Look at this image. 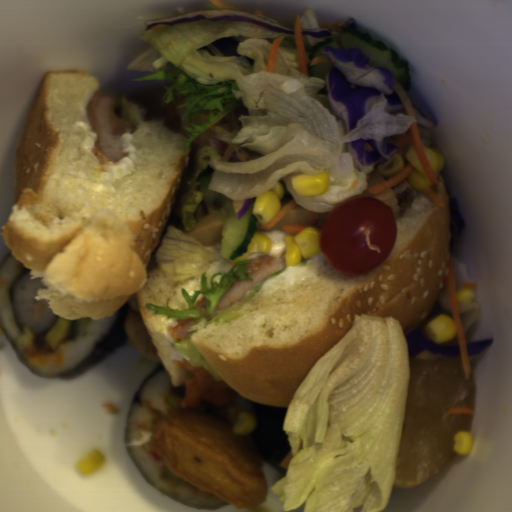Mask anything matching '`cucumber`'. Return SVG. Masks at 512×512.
Wrapping results in <instances>:
<instances>
[{
    "label": "cucumber",
    "mask_w": 512,
    "mask_h": 512,
    "mask_svg": "<svg viewBox=\"0 0 512 512\" xmlns=\"http://www.w3.org/2000/svg\"><path fill=\"white\" fill-rule=\"evenodd\" d=\"M212 177L211 175L199 176L197 186L203 195L202 201H220L222 204L220 211L223 221L220 229L219 258L222 257L229 262L248 251L252 237L256 234L257 219L252 212L256 198L251 200L248 211L237 217L234 199L210 189L209 183Z\"/></svg>",
    "instance_id": "2"
},
{
    "label": "cucumber",
    "mask_w": 512,
    "mask_h": 512,
    "mask_svg": "<svg viewBox=\"0 0 512 512\" xmlns=\"http://www.w3.org/2000/svg\"><path fill=\"white\" fill-rule=\"evenodd\" d=\"M329 46L335 49L359 47L368 57L373 66L392 70L396 81L405 92L413 85L412 71L407 59L401 57L397 51L388 46L383 40H376L370 32H363L353 26L342 27L333 37L322 41L311 48L307 60V70L311 77L326 81V74L331 62L311 66L315 58L326 56L322 49Z\"/></svg>",
    "instance_id": "1"
},
{
    "label": "cucumber",
    "mask_w": 512,
    "mask_h": 512,
    "mask_svg": "<svg viewBox=\"0 0 512 512\" xmlns=\"http://www.w3.org/2000/svg\"><path fill=\"white\" fill-rule=\"evenodd\" d=\"M92 319L90 317H83L78 320H71L68 329L65 333L67 340H74L80 336L87 335L90 328Z\"/></svg>",
    "instance_id": "3"
}]
</instances>
